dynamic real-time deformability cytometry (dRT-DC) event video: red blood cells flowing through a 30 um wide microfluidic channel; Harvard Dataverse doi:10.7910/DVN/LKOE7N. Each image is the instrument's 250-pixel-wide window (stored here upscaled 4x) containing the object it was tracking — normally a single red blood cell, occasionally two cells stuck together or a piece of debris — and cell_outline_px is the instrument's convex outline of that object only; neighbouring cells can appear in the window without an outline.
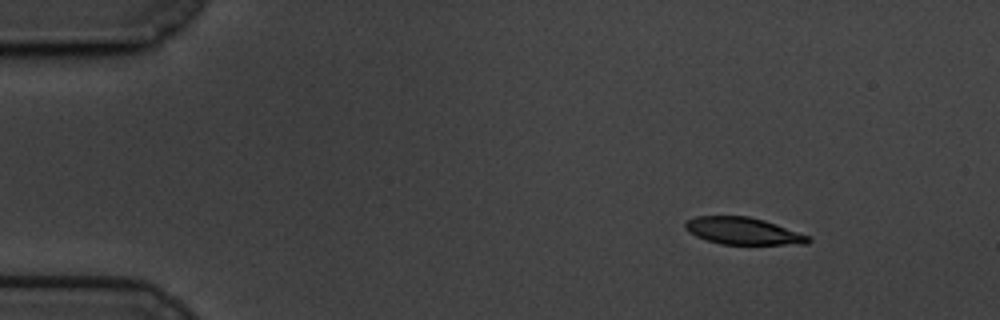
{"species": "common noctule bat (a hibernating species)", "species_latin": "Nyctalus noctula", "temperature_condition": "cold", "stored_images_in_passage": 53, "camera_frame_rate_fps": 3000, "um_per_image_px": 0.085, "animal": {"sex": "male", "body_mass_g": 19.5, "forearm_length_mm": 54.6}, "frame": {"image": 1, "passage_image": 1, "time_ms": 0.0, "image_size_px": [1000, 320], "cell_outline_px": [[812, 240], [808, 244], [720, 244], [696, 236], [688, 232], [684, 228], [684, 224], [688, 220], [696, 216], [748, 216], [764, 220], [776, 224], [808, 236]], "centroid_in_image_um": [63.13, 19.63], "position_along_channel_um": 21.9, "area_um2": 19.25}}
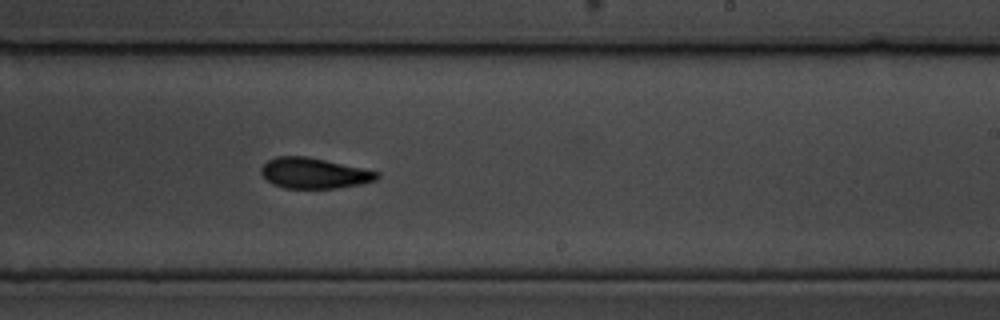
{"frame": {"image": 2, "passage_image": 30, "time_ms": 9.667, "image_size_px": [1000, 320], "cell_outline_px": [[380, 176], [376, 180], [360, 184], [336, 188], [284, 188], [272, 184], [260, 172], [260, 168], [268, 160], [276, 156], [308, 156], [380, 172]], "centroid_in_image_um": [26.69, 14.71], "position_along_channel_um": 262.3, "area_um2": 20.63}}
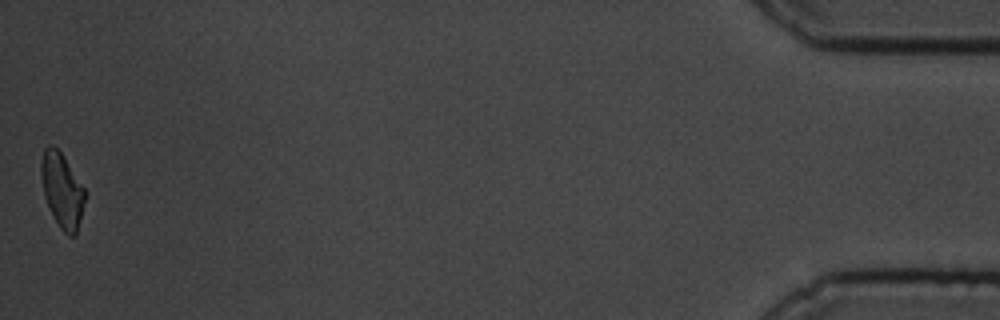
{"frame": {"image": 3, "passage_image": 53, "time_ms": 17.333, "image_size_px": [1000, 320], "cell_outline_px": [[84, 200], [76, 232], [72, 236], [68, 236], [60, 228], [44, 196], [40, 172], [40, 164], [44, 148], [48, 144], [52, 144], [64, 156], [84, 188]], "centroid_in_image_um": [5.24, 16.11], "position_along_channel_um": 430.0, "area_um2": 18.55}, "authors_computed_cell_mechanics": {"area_um2": 20.8658, "velocity_mm_per_s": 3.3679, "shape_relaxation_time_tau1_ms": 2.9087, "shape_relaxation_time_tau2_ms": 10.6823, "deformation_change_tau1": 0.1085, "deformation_change_tau2": 0.1713}}